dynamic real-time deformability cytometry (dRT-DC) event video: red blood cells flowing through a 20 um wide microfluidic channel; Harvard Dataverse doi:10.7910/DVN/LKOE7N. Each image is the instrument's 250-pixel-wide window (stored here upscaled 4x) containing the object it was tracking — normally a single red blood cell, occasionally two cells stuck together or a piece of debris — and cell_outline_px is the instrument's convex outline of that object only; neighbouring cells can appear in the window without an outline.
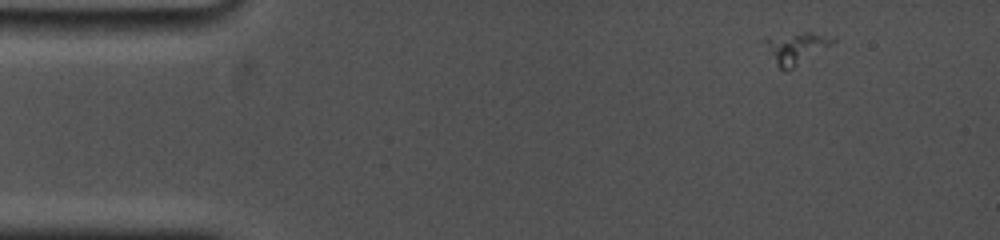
{"species": "common noctule bat (a hibernating species)", "species_latin": "Nyctalus noctula", "temperature_condition": "cold", "stored_images_in_passage": 29, "camera_frame_rate_fps": 5000, "um_per_image_px": 0.085, "animal": {"sex": "female", "body_mass_g": 19.0, "forearm_length_mm": 53.3}, "frame": {"image": 1, "passage_image": 1, "time_ms": 0.0, "image_size_px": [1000, 240], "cell_outline_px": [[836, 40], [832, 44], [788, 72], [784, 72], [776, 64], [760, 40], [804, 32], [812, 32], [836, 36]], "centroid_in_image_um": [67.69, 4.1], "position_along_channel_um": 17.3, "area_um2": 12.48}}
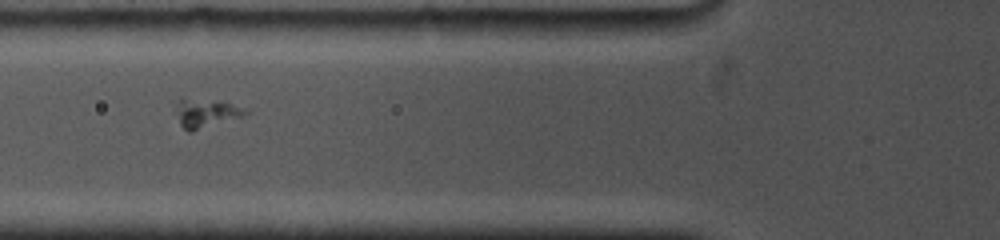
{"frame": {"image": 2, "passage_image": 9, "time_ms": 4.8, "image_size_px": [1000, 240], "cell_outline_px": [[248, 112], [240, 116], [192, 132], [188, 132], [180, 124], [176, 104], [180, 100], [184, 100], [228, 104]], "centroid_in_image_um": [17.41, 9.7], "position_along_channel_um": 108.4, "area_um2": 10.23}}
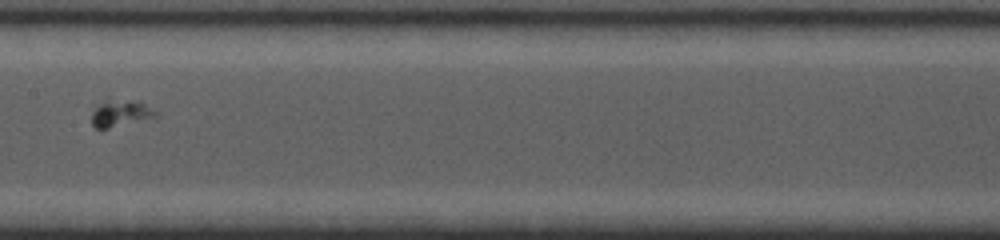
{"frame": {"image": 3, "passage_image": 13, "time_ms": 7.2, "image_size_px": [1000, 240], "cell_outline_px": [[160, 112], [156, 116], [108, 128], [96, 128], [92, 124], [92, 104], [108, 96], [144, 104]], "centroid_in_image_um": [10.13, 9.55], "position_along_channel_um": 197.3, "area_um2": 10.29}}